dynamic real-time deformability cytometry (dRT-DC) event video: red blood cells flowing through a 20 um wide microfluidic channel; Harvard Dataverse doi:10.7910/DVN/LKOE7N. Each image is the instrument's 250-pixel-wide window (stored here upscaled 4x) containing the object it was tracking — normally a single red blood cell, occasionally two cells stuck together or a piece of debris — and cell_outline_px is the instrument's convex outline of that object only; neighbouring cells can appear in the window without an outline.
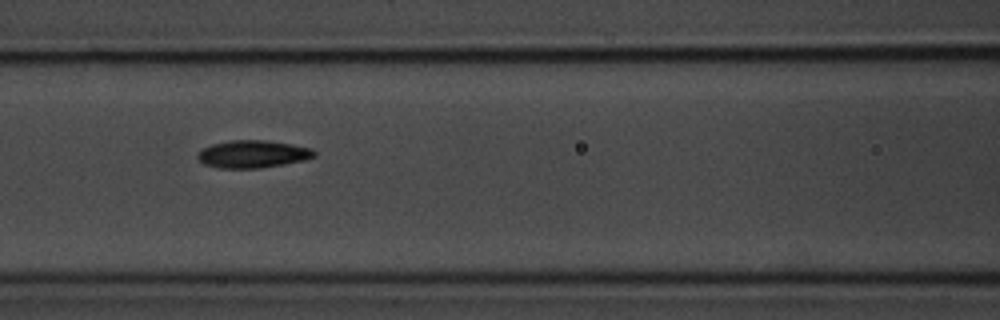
{"species": "common noctule bat (a hibernating species)", "species_latin": "Nyctalus noctula", "temperature_condition": "room temperature", "stored_images_in_passage": 8, "camera_frame_rate_fps": 3000, "um_per_image_px": 0.085, "animal": {"sex": "male", "body_mass_g": 20.1, "forearm_length_mm": 53.5}, "frame": {"image": 1, "passage_image": 4, "time_ms": 3.333, "image_size_px": [1000, 320], "cell_outline_px": [[316, 156], [304, 160], [284, 164], [260, 168], [216, 168], [204, 164], [196, 156], [204, 148], [212, 144], [232, 140], [264, 140], [292, 144], [312, 148], [316, 152]], "centroid_in_image_um": [21.51, 13.1], "position_along_channel_um": 145.1, "area_um2": 18.67}}
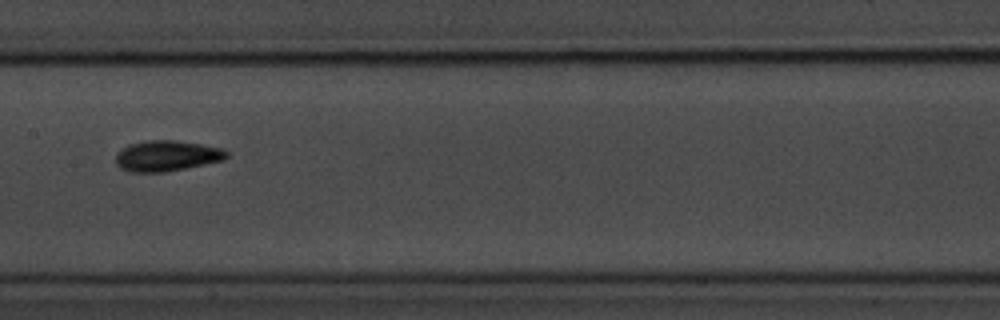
{"frame": {"image": 2, "passage_image": 5, "time_ms": 4.667, "image_size_px": [1000, 320], "cell_outline_px": [[228, 156], [224, 160], [164, 172], [132, 172], [120, 168], [116, 164], [116, 156], [128, 144], [148, 140], [176, 140], [200, 144], [220, 148], [228, 152]], "centroid_in_image_um": [14.17, 13.24], "position_along_channel_um": 193.2, "area_um2": 19.59}}
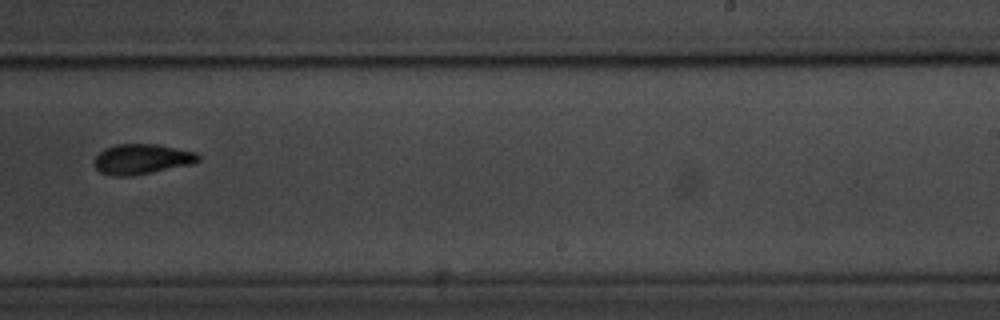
{"frame": {"image": 3, "passage_image": 7, "time_ms": 7.0, "image_size_px": [1000, 320], "cell_outline_px": [[200, 160], [192, 164], [128, 176], [112, 176], [100, 172], [96, 168], [92, 160], [104, 148], [116, 144], [156, 144], [196, 152], [200, 156]], "centroid_in_image_um": [12.02, 13.51], "position_along_channel_um": 277.0, "area_um2": 18.21}}